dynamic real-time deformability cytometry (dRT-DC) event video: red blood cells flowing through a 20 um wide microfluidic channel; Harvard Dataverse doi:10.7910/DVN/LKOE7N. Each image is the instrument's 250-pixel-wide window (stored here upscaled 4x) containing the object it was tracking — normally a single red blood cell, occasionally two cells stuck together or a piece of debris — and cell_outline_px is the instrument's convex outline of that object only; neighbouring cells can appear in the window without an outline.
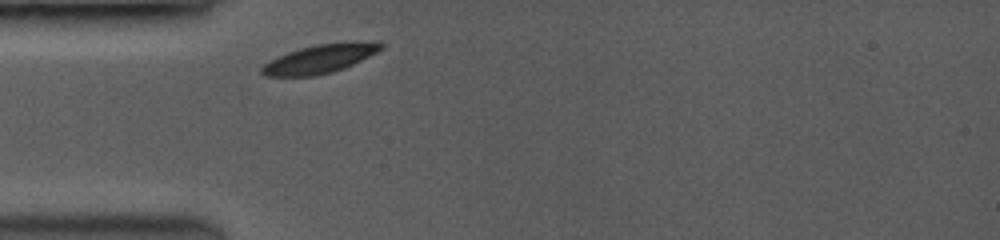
{"species": "common noctule bat (a hibernating species)", "species_latin": "Nyctalus noctula", "temperature_condition": "room temperature", "stored_images_in_passage": 1, "camera_frame_rate_fps": 3500, "um_per_image_px": 0.085, "animal": {"sex": "female", "body_mass_g": 19.0, "forearm_length_mm": 53.3}, "frame": {"image": 1, "passage_image": 1, "time_ms": 0.0, "image_size_px": [1000, 240], "cell_outline_px": [[384, 48], [344, 68], [332, 72], [312, 76], [264, 76], [260, 72], [260, 68], [268, 60], [276, 56], [300, 48], [316, 44], [356, 40], [380, 40], [384, 44]], "centroid_in_image_um": [27.22, 4.96], "position_along_channel_um": 57.8, "area_um2": 20.35}}